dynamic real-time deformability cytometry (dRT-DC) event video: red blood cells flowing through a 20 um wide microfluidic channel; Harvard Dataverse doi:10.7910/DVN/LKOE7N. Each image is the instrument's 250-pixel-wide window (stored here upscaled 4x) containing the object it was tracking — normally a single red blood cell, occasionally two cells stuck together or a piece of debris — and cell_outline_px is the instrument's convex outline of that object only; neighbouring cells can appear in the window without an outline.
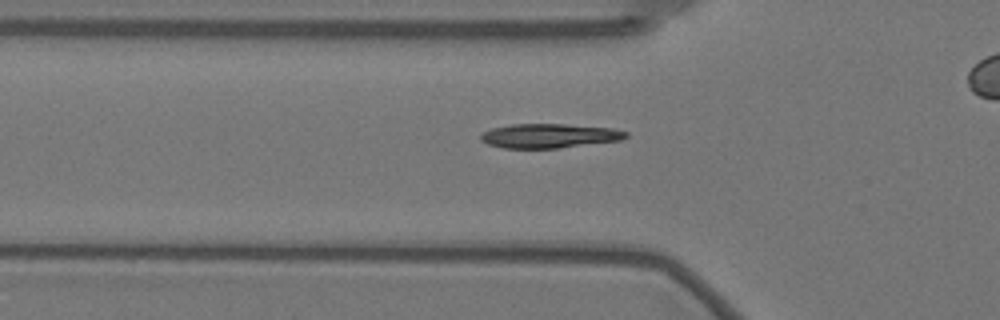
{"species": "Egyptian fruit bat (a non-hibernating species)", "species_latin": "Rousettus aegyptiacus", "temperature_condition": "warm", "stored_images_in_passage": 23, "camera_frame_rate_fps": 3000, "um_per_image_px": 0.085, "animal": {"sex": "female"}, "frame": {"image": 1, "passage_image": 4, "time_ms": 1.0, "image_size_px": [1000, 320], "cell_outline_px": [[628, 136], [620, 140], [556, 148], [504, 148], [488, 144], [480, 140], [480, 136], [484, 132], [492, 128], [512, 124], [564, 124], [612, 128], [628, 132]], "centroid_in_image_um": [46.67, 11.54], "position_along_channel_um": 79.1, "area_um2": 20.35}}
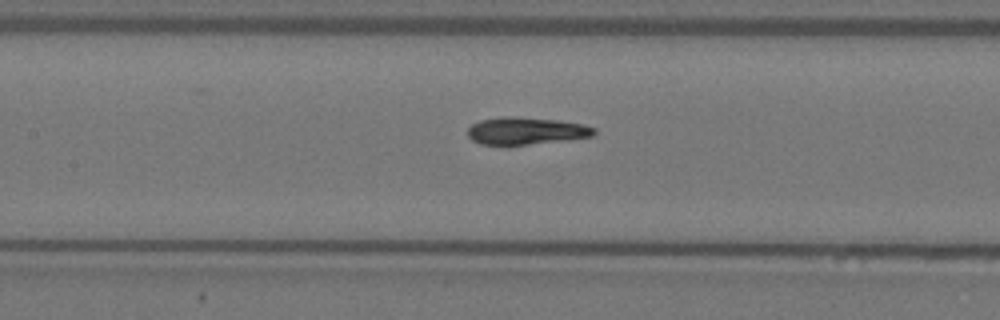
{"frame": {"image": 2, "passage_image": 11, "time_ms": 3.333, "image_size_px": [1000, 320], "cell_outline_px": [[596, 132], [592, 136], [504, 148], [480, 144], [472, 140], [468, 136], [468, 128], [472, 124], [480, 120], [504, 116], [512, 116], [556, 120], [584, 124], [596, 128]], "centroid_in_image_um": [44.64, 11.16], "position_along_channel_um": 162.8, "area_um2": 20.69}}
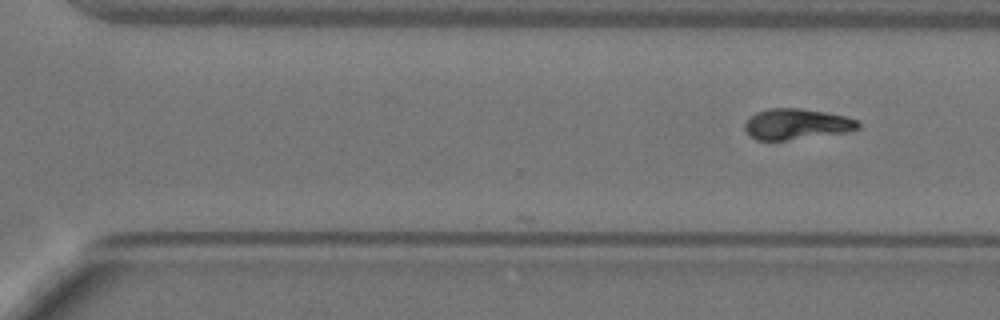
{"frame": {"image": 3, "passage_image": 23, "time_ms": 7.333, "image_size_px": [1000, 320], "cell_outline_px": [[860, 128], [848, 132], [784, 140], [756, 140], [744, 128], [744, 124], [756, 112], [768, 108], [800, 108], [828, 112], [848, 116], [860, 120]], "centroid_in_image_um": [67.78, 10.53], "position_along_channel_um": 302.8, "area_um2": 20.4}}